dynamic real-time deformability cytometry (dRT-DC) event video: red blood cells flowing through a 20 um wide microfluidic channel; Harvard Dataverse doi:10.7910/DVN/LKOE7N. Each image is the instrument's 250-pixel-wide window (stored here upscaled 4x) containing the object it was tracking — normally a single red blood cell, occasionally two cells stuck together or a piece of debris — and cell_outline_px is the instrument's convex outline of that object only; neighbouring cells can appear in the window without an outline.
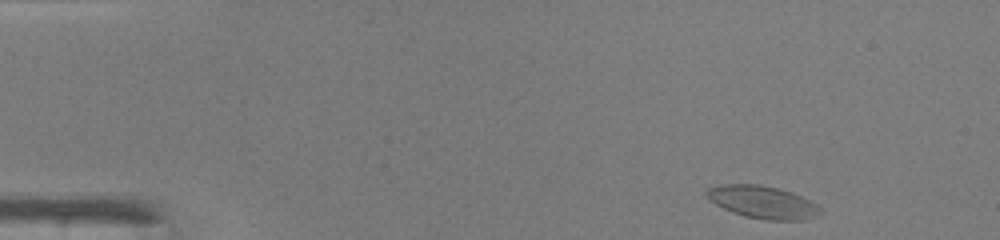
{"species": "common noctule bat (a hibernating species)", "species_latin": "Nyctalus noctula", "temperature_condition": "warm", "stored_images_in_passage": 44, "camera_frame_rate_fps": 3000, "um_per_image_px": 0.085, "animal": {"sex": "male", "body_mass_g": 19.0, "forearm_length_mm": 50.8}, "frame": {"image": 1, "passage_image": 1, "time_ms": 0.0, "image_size_px": [1000, 240], "cell_outline_px": [[824, 212], [820, 216], [804, 220], [764, 220], [744, 216], [732, 212], [716, 204], [704, 192], [708, 188], [720, 184], [760, 184], [792, 192], [816, 204]], "centroid_in_image_um": [64.86, 17.19], "position_along_channel_um": 20.1, "area_um2": 21.62}}
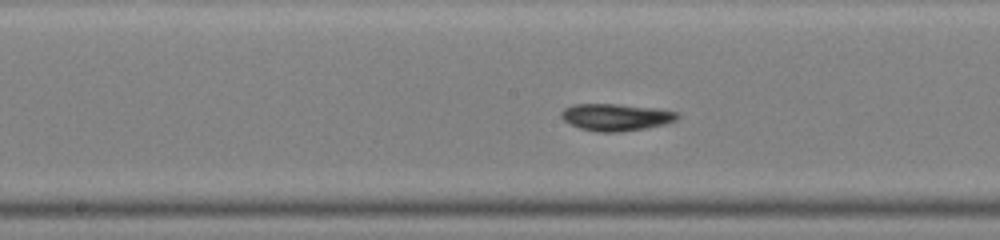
{"frame": {"image": 2, "passage_image": 21, "time_ms": 6.667, "image_size_px": [1000, 240], "cell_outline_px": [[680, 116], [676, 120], [664, 124], [644, 128], [616, 132], [600, 132], [580, 128], [564, 120], [560, 116], [560, 112], [564, 108], [572, 104], [616, 104], [656, 108], [676, 112]], "centroid_in_image_um": [52.33, 9.95], "position_along_channel_um": 195.9, "area_um2": 18.09}}
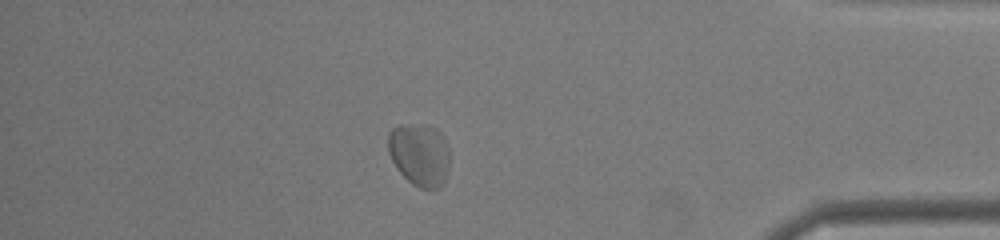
{"frame": {"image": 3, "passage_image": 38, "time_ms": 12.333, "image_size_px": [1000, 240], "cell_outline_px": [[448, 172], [440, 188], [420, 188], [412, 184], [396, 168], [388, 152], [388, 132], [392, 128], [400, 124], [408, 124], [436, 128], [444, 140], [448, 148]], "centroid_in_image_um": [35.63, 13.14], "position_along_channel_um": 399.6, "area_um2": 22.31}, "authors_computed_cell_mechanics": {"area_um2": 19.0451, "velocity_mm_per_s": 4.149, "shape_relaxation_time_tau1_ms": 2.2588, "shape_relaxation_time_tau2_ms": null, "deformation_change_tau1": 0.075, "deformation_change_tau2": null}}